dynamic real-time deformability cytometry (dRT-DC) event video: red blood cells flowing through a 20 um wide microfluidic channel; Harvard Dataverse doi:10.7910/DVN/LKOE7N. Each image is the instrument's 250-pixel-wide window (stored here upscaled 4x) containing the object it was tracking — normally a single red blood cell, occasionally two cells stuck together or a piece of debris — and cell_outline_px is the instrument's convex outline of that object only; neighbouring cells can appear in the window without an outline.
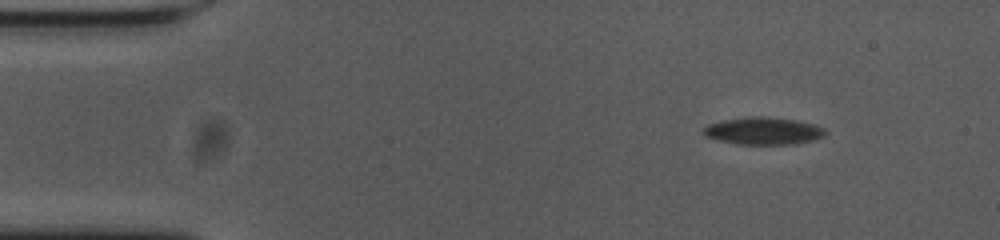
{"species": "common noctule bat (a hibernating species)", "species_latin": "Nyctalus noctula", "temperature_condition": "cold", "stored_images_in_passage": 52, "camera_frame_rate_fps": 3000, "um_per_image_px": 0.085, "animal": {"sex": "female", "body_mass_g": 23.0, "forearm_length_mm": 53.4}, "frame": {"image": 1, "passage_image": 1, "time_ms": 0.0, "image_size_px": [1000, 240], "cell_outline_px": [[828, 132], [824, 136], [812, 140], [792, 144], [736, 144], [704, 136], [700, 132], [708, 124], [724, 120], [748, 116], [764, 116], [796, 120], [812, 124], [824, 128]], "centroid_in_image_um": [64.86, 11.12], "position_along_channel_um": 20.1, "area_um2": 19.42}}
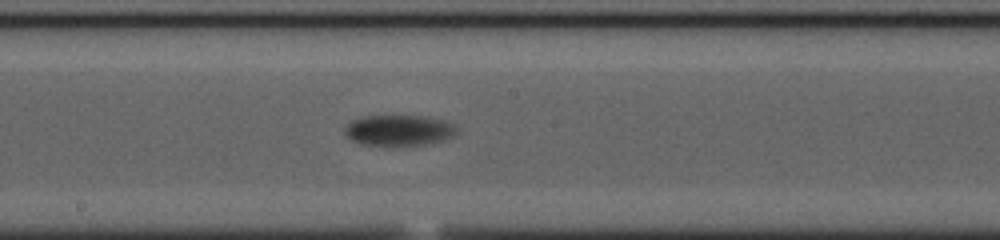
{"frame": {"image": 2, "passage_image": 25, "time_ms": 8.0, "image_size_px": [1000, 240], "cell_outline_px": [[456, 132], [452, 136], [444, 140], [428, 144], [364, 144], [352, 140], [344, 132], [344, 128], [352, 120], [364, 116], [428, 116], [444, 120], [456, 124]], "centroid_in_image_um": [33.95, 11.05], "position_along_channel_um": 214.3, "area_um2": 19.77}}
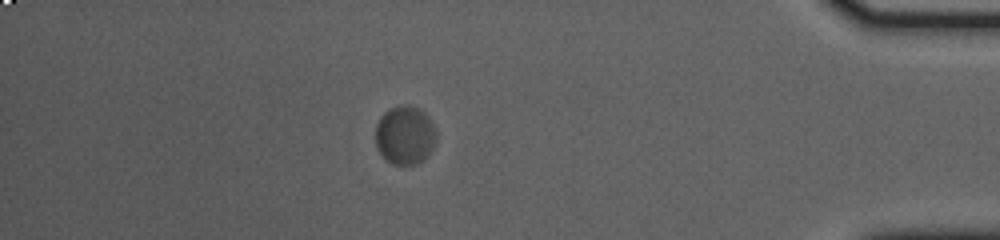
{"frame": {"image": 3, "passage_image": 45, "time_ms": 14.667, "image_size_px": [1000, 240], "cell_outline_px": [[436, 140], [428, 156], [424, 160], [416, 164], [392, 164], [376, 148], [376, 124], [380, 116], [388, 108], [400, 104], [408, 104], [420, 108], [428, 116], [436, 128]], "centroid_in_image_um": [34.43, 11.45], "position_along_channel_um": 400.8, "area_um2": 21.1}, "authors_computed_cell_mechanics": {"area_um2": 20.3745, "velocity_mm_per_s": 3.4805, "shape_relaxation_time_tau1_ms": 7.4672, "shape_relaxation_time_tau2_ms": null, "deformation_change_tau1": 0.1132, "deformation_change_tau2": null}}